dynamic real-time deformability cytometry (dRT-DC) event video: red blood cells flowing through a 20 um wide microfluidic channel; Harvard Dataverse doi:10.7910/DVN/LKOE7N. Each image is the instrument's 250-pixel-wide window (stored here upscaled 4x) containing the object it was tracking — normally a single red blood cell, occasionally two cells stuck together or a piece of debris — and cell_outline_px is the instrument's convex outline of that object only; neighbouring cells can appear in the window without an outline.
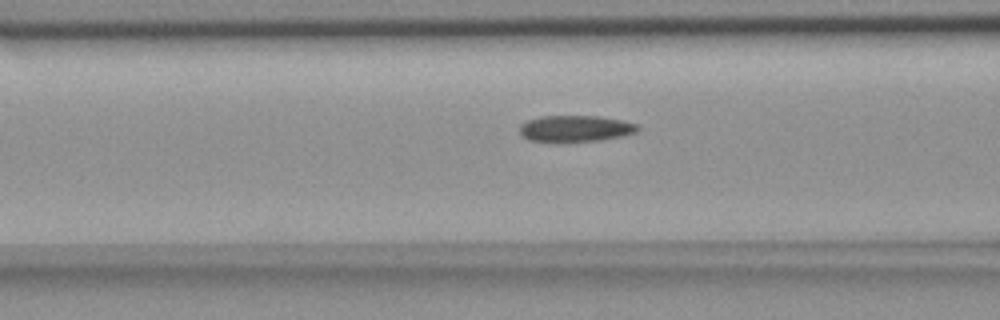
{"species": "common noctule bat (a hibernating species)", "species_latin": "Nyctalus noctula", "temperature_condition": "room temperature", "stored_images_in_passage": 42, "camera_frame_rate_fps": 3000, "um_per_image_px": 0.085, "animal": {"sex": "female", "body_mass_g": 18.4}, "frame": {"image": 1, "passage_image": 15, "time_ms": 4.667, "image_size_px": [1000, 320], "cell_outline_px": [[640, 128], [636, 132], [624, 136], [600, 140], [556, 144], [528, 140], [520, 132], [520, 124], [528, 120], [540, 116], [600, 116], [624, 120], [636, 124]], "centroid_in_image_um": [48.89, 10.96], "position_along_channel_um": 117.7, "area_um2": 18.79}}
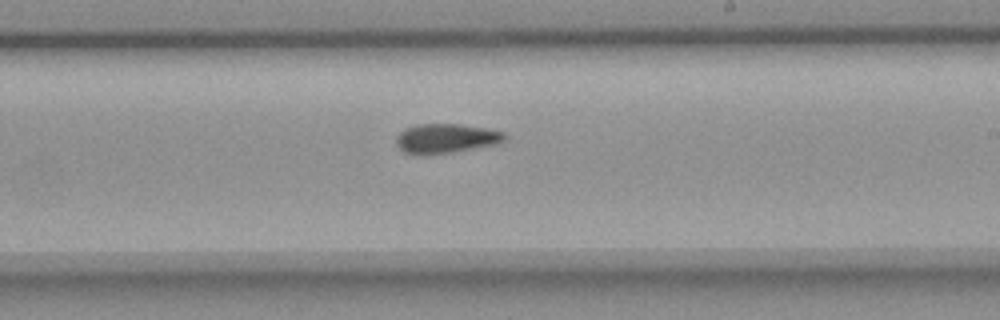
{"frame": {"image": 2, "passage_image": 26, "time_ms": 8.333, "image_size_px": [1000, 320], "cell_outline_px": [[508, 140], [496, 144], [428, 156], [420, 156], [404, 152], [396, 144], [396, 136], [404, 128], [416, 124], [460, 124], [484, 128], [504, 132], [508, 136]], "centroid_in_image_um": [37.88, 11.78], "position_along_channel_um": 251.1, "area_um2": 18.9}}
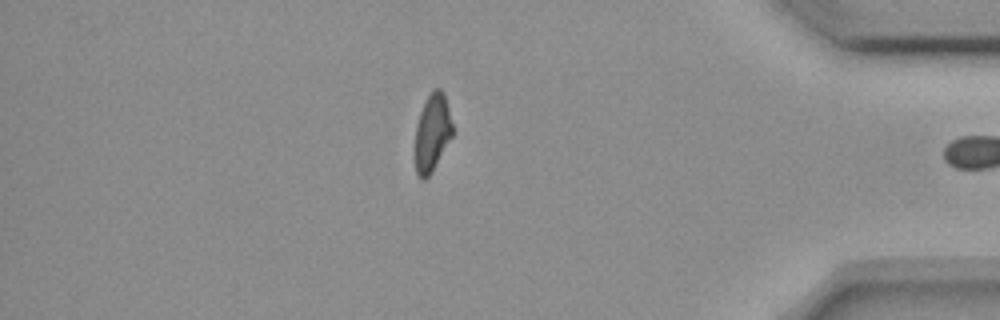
{"frame": {"image": 3, "passage_image": 41, "time_ms": 13.333, "image_size_px": [1000, 320], "cell_outline_px": [[452, 136], [432, 172], [424, 180], [420, 180], [416, 172], [416, 124], [420, 112], [432, 88], [440, 88], [444, 92], [452, 124]], "centroid_in_image_um": [36.74, 11.27], "position_along_channel_um": 398.5, "area_um2": 16.7}, "authors_computed_cell_mechanics": {"area_um2": 18.3804, "velocity_mm_per_s": 3.6485, "shape_relaxation_time_tau1_ms": null, "shape_relaxation_time_tau2_ms": 4.4246, "deformation_change_tau1": null, "deformation_change_tau2": 0.0931}}